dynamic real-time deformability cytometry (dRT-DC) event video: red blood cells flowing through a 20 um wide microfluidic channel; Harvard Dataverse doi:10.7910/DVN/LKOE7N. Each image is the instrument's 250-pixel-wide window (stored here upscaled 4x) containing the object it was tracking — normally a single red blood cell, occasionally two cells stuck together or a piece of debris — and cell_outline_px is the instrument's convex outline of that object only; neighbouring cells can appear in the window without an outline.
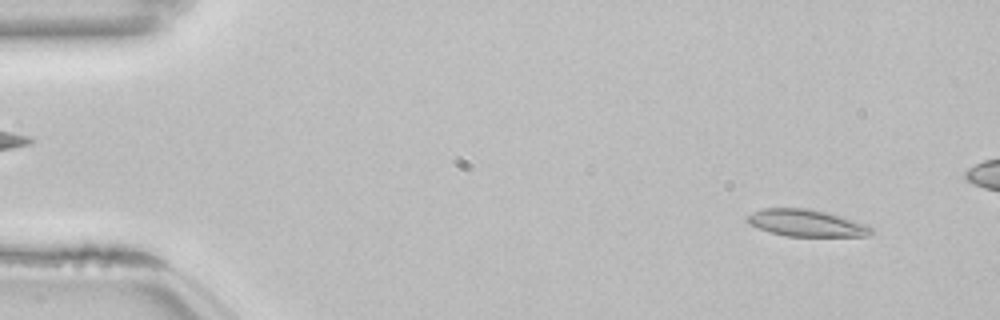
{"species": "common noctule bat (a hibernating species)", "species_latin": "Nyctalus noctula", "temperature_condition": "room temperature", "stored_images_in_passage": 12, "camera_frame_rate_fps": 3000, "um_per_image_px": 0.085, "animal": {"sex": "female", "body_mass_g": 22.7, "forearm_length_mm": 54.2}, "frame": {"image": 1, "passage_image": 4, "time_ms": 1.0, "image_size_px": [1000, 320], "cell_outline_px": [[876, 232], [868, 236], [784, 236], [768, 232], [748, 224], [744, 220], [748, 216], [760, 208], [808, 208], [828, 212], [864, 224], [872, 228]], "centroid_in_image_um": [68.5, 18.96], "position_along_channel_um": 16.5, "area_um2": 19.59}}